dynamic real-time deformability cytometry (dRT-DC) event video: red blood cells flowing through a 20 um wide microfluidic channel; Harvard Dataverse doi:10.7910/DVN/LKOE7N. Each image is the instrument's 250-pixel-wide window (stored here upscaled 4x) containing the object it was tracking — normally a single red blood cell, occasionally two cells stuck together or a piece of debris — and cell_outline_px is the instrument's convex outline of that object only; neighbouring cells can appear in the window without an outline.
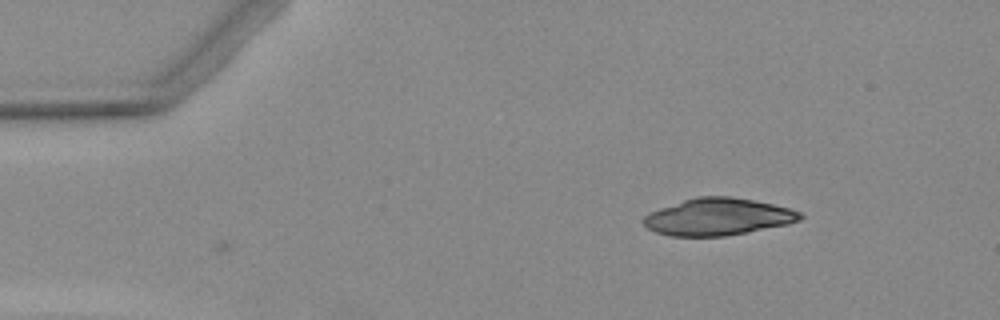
{"species": "Egyptian fruit bat (a non-hibernating species)", "species_latin": "Rousettus aegyptiacus", "temperature_condition": "warm", "stored_images_in_passage": 2, "camera_frame_rate_fps": 3000, "um_per_image_px": 0.085, "animal": {"sex": "female"}, "frame": {"image": 1, "passage_image": 2, "time_ms": 2.0, "image_size_px": [1000, 320], "cell_outline_px": [[804, 216], [800, 220], [788, 224], [748, 232], [724, 236], [668, 236], [656, 232], [648, 228], [644, 224], [644, 216], [648, 212], [696, 196], [732, 196], [772, 204], [788, 208], [800, 212]], "centroid_in_image_um": [61.02, 18.43], "position_along_channel_um": 24.0, "area_um2": 33.7}}